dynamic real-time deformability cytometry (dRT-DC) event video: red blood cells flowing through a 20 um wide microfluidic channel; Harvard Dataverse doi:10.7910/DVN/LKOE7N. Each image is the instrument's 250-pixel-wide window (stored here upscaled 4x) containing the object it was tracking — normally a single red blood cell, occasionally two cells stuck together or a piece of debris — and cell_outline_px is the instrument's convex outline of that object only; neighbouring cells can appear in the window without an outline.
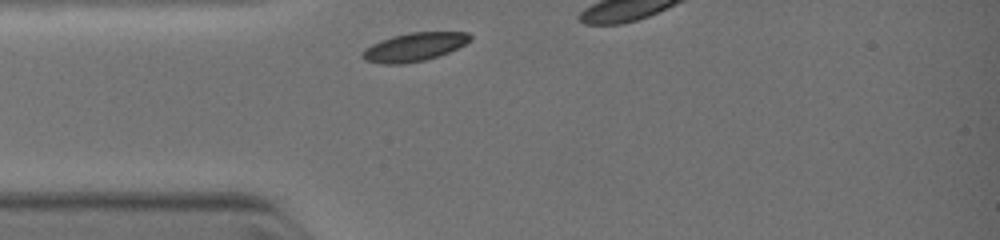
{"species": "common noctule bat (a hibernating species)", "species_latin": "Nyctalus noctula", "temperature_condition": "warm", "stored_images_in_passage": 3, "camera_frame_rate_fps": 3000, "um_per_image_px": 0.085, "animal": {"sex": "female", "body_mass_g": 19.0, "forearm_length_mm": 51.5}, "frame": {"image": 1, "passage_image": 1, "time_ms": 0.0, "image_size_px": [1000, 240], "cell_outline_px": [[472, 40], [448, 52], [424, 60], [404, 64], [380, 64], [364, 60], [360, 56], [360, 52], [364, 48], [380, 40], [392, 36], [408, 32], [468, 32], [472, 36]], "centroid_in_image_um": [35.15, 3.99], "position_along_channel_um": 49.9, "area_um2": 17.98}}